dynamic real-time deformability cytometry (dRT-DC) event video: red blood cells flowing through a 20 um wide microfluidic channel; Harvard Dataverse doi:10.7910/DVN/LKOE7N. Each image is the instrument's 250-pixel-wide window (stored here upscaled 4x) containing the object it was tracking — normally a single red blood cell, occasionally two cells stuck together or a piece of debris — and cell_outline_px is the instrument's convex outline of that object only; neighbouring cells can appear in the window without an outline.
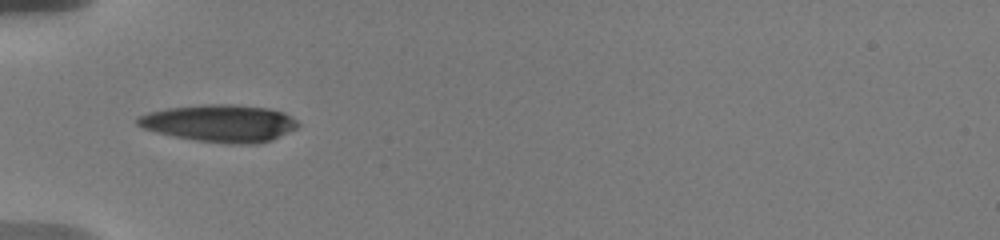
{"species": "human", "species_latin": "Homo sapiens", "temperature_condition": "warm", "stored_images_in_passage": 36, "camera_frame_rate_fps": 3000, "um_per_image_px": 0.085, "donor": {"sex": "male"}, "frame": {"image": 1, "passage_image": 1, "time_ms": 0.0, "image_size_px": [1000, 240], "cell_outline_px": [[300, 124], [296, 128], [272, 140], [256, 144], [228, 144], [196, 140], [176, 136], [144, 128], [136, 124], [136, 116], [148, 112], [164, 108], [204, 104], [232, 104], [268, 108], [284, 112], [292, 116]], "centroid_in_image_um": [18.7, 10.46], "position_along_channel_um": 66.3, "area_um2": 34.91}}
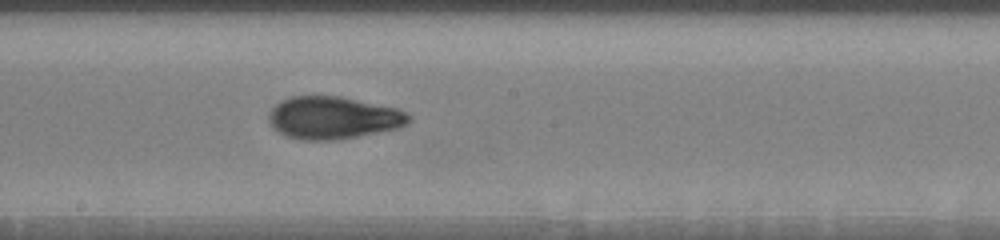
{"frame": {"image": 2, "passage_image": 17, "time_ms": 4.333, "image_size_px": [1000, 240], "cell_outline_px": [[412, 120], [408, 124], [400, 128], [356, 136], [332, 140], [304, 140], [284, 136], [272, 128], [268, 120], [268, 112], [280, 100], [292, 96], [340, 96], [396, 108], [408, 112], [412, 116]], "centroid_in_image_um": [28.31, 10.01], "position_along_channel_um": 219.9, "area_um2": 34.91}}
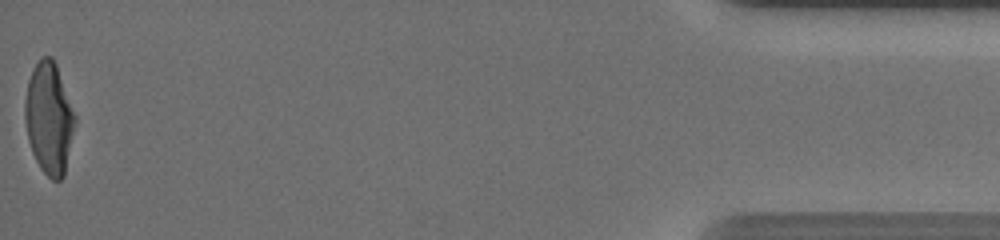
{"frame": {"image": 3, "passage_image": 36, "time_ms": 12.333, "image_size_px": [1000, 240], "cell_outline_px": [[76, 120], [64, 176], [60, 180], [52, 180], [40, 168], [32, 152], [28, 140], [24, 120], [24, 100], [28, 80], [32, 68], [40, 56], [52, 56], [56, 64], [76, 116]], "centroid_in_image_um": [4.15, 10.02], "position_along_channel_um": 431.1, "area_um2": 32.77}, "authors_computed_cell_mechanics": {"area_um2": 34.1598, "velocity_mm_per_s": 3.6269, "shape_relaxation_time_tau1_ms": 5.0485, "shape_relaxation_time_tau2_ms": 1.3375, "deformation_change_tau1": 0.2031, "deformation_change_tau2": 0.0718}}